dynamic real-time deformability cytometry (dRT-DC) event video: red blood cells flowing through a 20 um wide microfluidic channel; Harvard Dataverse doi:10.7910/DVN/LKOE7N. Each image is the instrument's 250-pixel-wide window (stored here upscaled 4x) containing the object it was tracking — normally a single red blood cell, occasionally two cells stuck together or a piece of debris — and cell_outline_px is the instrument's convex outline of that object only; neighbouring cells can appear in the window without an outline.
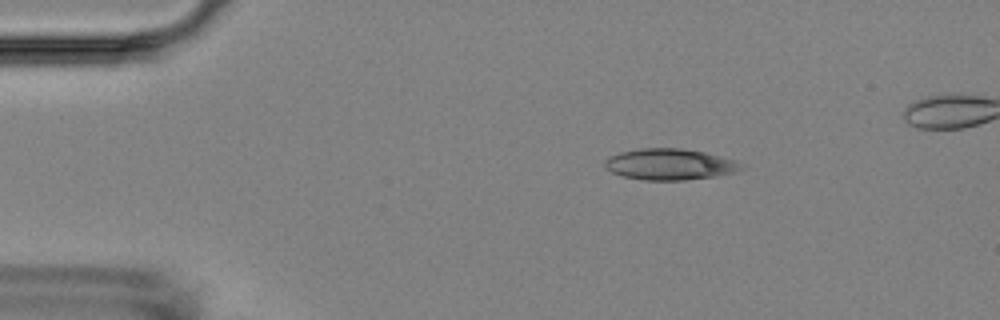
{"species": "Egyptian fruit bat (a non-hibernating species)", "species_latin": "Rousettus aegyptiacus", "temperature_condition": "room temperature", "stored_images_in_passage": 5, "camera_frame_rate_fps": 3000, "um_per_image_px": 0.085, "animal": {"sex": "female"}, "frame": {"image": 1, "passage_image": 2, "time_ms": 1.333, "image_size_px": [1000, 320], "cell_outline_px": [[744, 168], [736, 172], [716, 176], [684, 180], [644, 180], [624, 176], [612, 172], [604, 168], [604, 160], [608, 156], [620, 152], [640, 148], [680, 148], [704, 152], [736, 160], [744, 164]], "centroid_in_image_um": [56.93, 13.96], "position_along_channel_um": 28.1, "area_um2": 24.97}}